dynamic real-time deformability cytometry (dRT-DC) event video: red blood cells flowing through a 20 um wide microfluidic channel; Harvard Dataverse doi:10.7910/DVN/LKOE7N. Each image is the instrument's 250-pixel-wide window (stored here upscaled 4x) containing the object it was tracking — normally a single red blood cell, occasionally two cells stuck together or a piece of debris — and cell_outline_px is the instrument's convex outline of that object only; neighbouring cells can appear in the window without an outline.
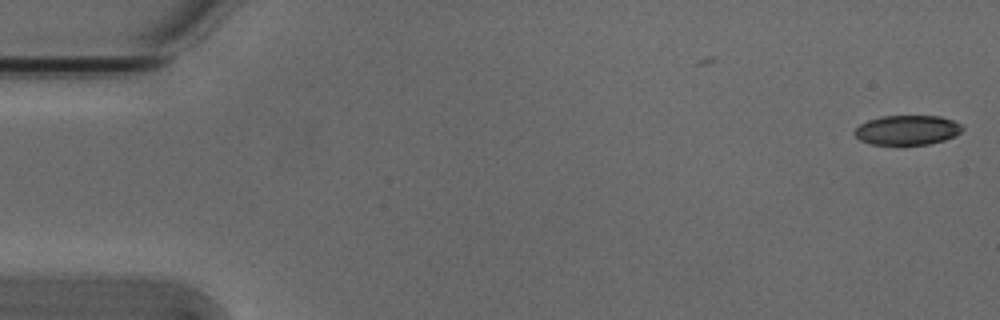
{"species": "Egyptian fruit bat (a non-hibernating species)", "species_latin": "Rousettus aegyptiacus", "temperature_condition": "cold", "stored_images_in_passage": 6, "camera_frame_rate_fps": 3000, "um_per_image_px": 0.085, "animal": {"sex": "male"}, "frame": {"image": 1, "passage_image": 1, "time_ms": 0.0, "image_size_px": [1000, 320], "cell_outline_px": [[964, 128], [956, 136], [944, 140], [928, 144], [872, 144], [860, 140], [852, 132], [860, 124], [868, 120], [880, 116], [940, 116], [952, 120], [960, 124]], "centroid_in_image_um": [77.11, 11.05], "position_along_channel_um": 7.9, "area_um2": 18.55}}
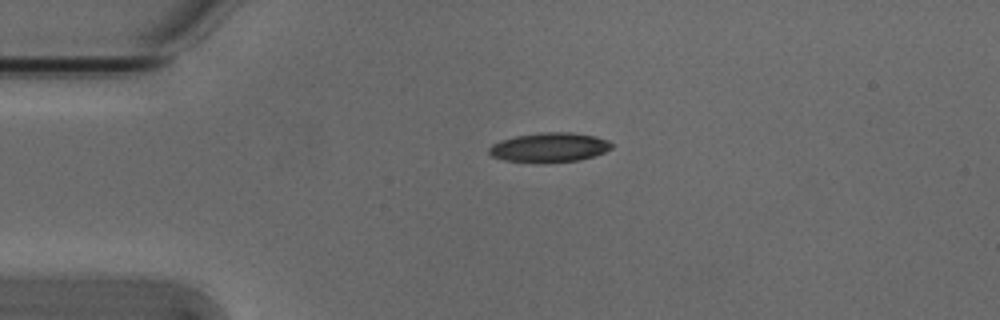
{"frame": {"image": 2, "passage_image": 4, "time_ms": 1.0, "image_size_px": [1000, 320], "cell_outline_px": [[612, 148], [604, 152], [580, 160], [544, 164], [504, 160], [492, 156], [488, 152], [488, 148], [492, 144], [500, 140], [516, 136], [540, 132], [572, 132], [596, 136], [608, 140], [612, 144]], "centroid_in_image_um": [46.68, 12.54], "position_along_channel_um": 38.3, "area_um2": 21.39}}